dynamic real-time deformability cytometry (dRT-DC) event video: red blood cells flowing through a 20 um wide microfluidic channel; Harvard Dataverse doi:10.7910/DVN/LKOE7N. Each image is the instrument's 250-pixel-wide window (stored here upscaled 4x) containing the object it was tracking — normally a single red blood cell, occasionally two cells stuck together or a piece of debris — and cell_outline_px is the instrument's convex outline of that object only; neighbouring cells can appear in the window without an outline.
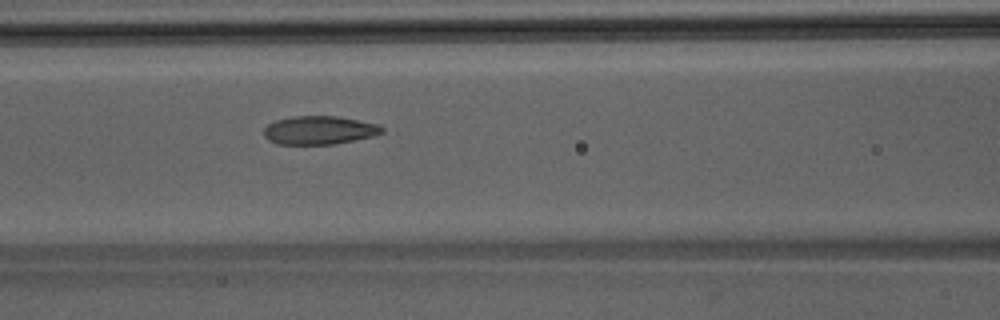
{"species": "Egyptian fruit bat (a non-hibernating species)", "species_latin": "Rousettus aegyptiacus", "temperature_condition": "room temperature", "stored_images_in_passage": 39, "camera_frame_rate_fps": 3000, "um_per_image_px": 0.085, "animal": {"sex": "male"}, "frame": {"image": 1, "passage_image": 14, "time_ms": 4.333, "image_size_px": [1000, 320], "cell_outline_px": [[384, 132], [372, 136], [332, 144], [276, 144], [268, 140], [264, 136], [264, 128], [268, 124], [276, 120], [292, 116], [336, 116], [380, 124], [384, 128]], "centroid_in_image_um": [27.12, 11.06], "position_along_channel_um": 139.5, "area_um2": 19.54}}
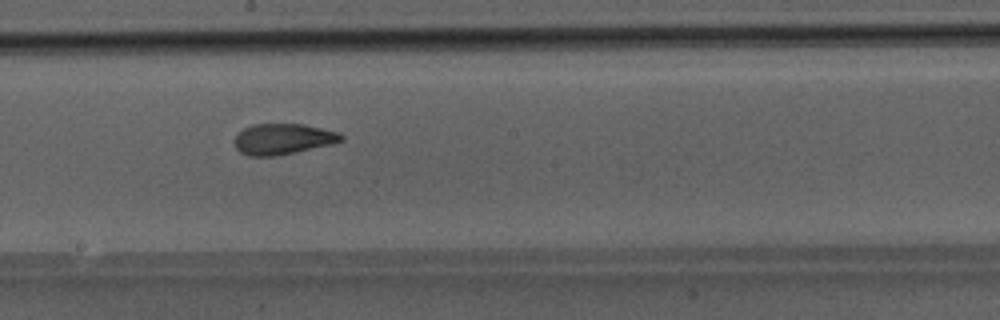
{"frame": {"image": 2, "passage_image": 20, "time_ms": 6.333, "image_size_px": [1000, 320], "cell_outline_px": [[344, 140], [332, 144], [276, 156], [248, 156], [240, 152], [236, 148], [236, 132], [252, 124], [304, 124], [340, 132], [344, 136]], "centroid_in_image_um": [24.06, 11.81], "position_along_channel_um": 224.1, "area_um2": 19.25}}
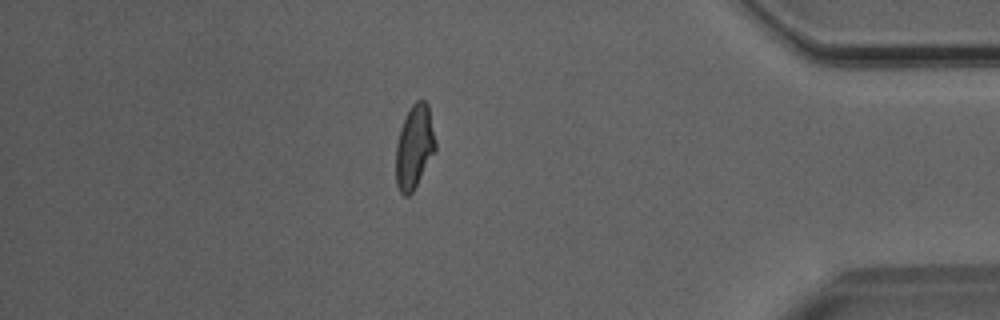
{"frame": {"image": 3, "passage_image": 35, "time_ms": 11.333, "image_size_px": [1000, 320], "cell_outline_px": [[436, 148], [412, 192], [408, 196], [404, 196], [400, 192], [396, 184], [396, 144], [400, 128], [412, 104], [416, 100], [424, 100], [428, 104], [436, 140]], "centroid_in_image_um": [35.21, 12.47], "position_along_channel_um": 400.0, "area_um2": 19.07}}